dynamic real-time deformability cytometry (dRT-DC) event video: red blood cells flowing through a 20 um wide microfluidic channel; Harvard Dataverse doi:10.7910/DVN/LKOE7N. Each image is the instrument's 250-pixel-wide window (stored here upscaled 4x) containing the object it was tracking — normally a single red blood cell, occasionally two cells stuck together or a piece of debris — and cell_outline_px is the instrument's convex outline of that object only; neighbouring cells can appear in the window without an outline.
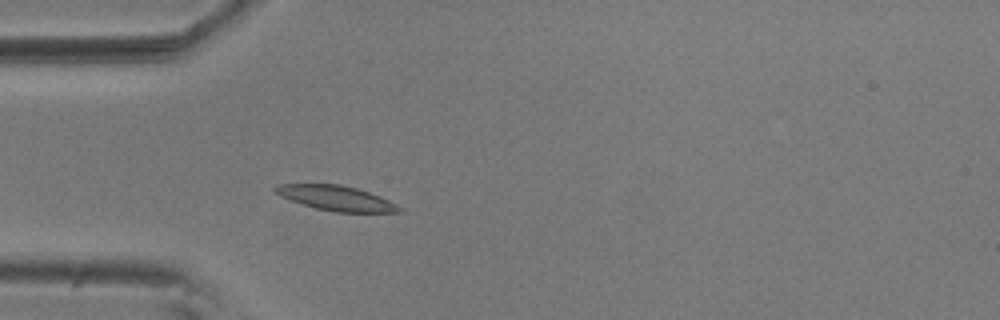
{"species": "common noctule bat (a hibernating species)", "species_latin": "Nyctalus noctula", "temperature_condition": "room temperature", "stored_images_in_passage": 55, "camera_frame_rate_fps": 3000, "um_per_image_px": 0.085, "animal": {"sex": "male", "body_mass_g": 20.5, "forearm_length_mm": 52.5}, "frame": {"image": 1, "passage_image": 16, "time_ms": 5.0, "image_size_px": [1000, 320], "cell_outline_px": [[404, 212], [332, 212], [316, 208], [280, 196], [272, 188], [276, 184], [340, 184], [356, 188], [380, 196], [404, 208]], "centroid_in_image_um": [28.6, 16.84], "position_along_channel_um": 56.4, "area_um2": 17.92}}
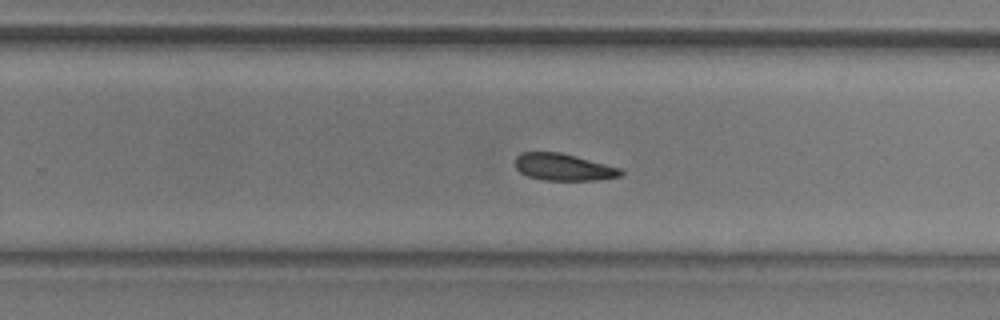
{"frame": {"image": 2, "passage_image": 35, "time_ms": 11.333, "image_size_px": [1000, 320], "cell_outline_px": [[624, 172], [620, 176], [596, 180], [544, 180], [528, 176], [520, 172], [516, 168], [516, 156], [520, 152], [560, 152], [576, 156], [620, 168]], "centroid_in_image_um": [47.88, 14.2], "position_along_channel_um": 281.9, "area_um2": 16.47}}
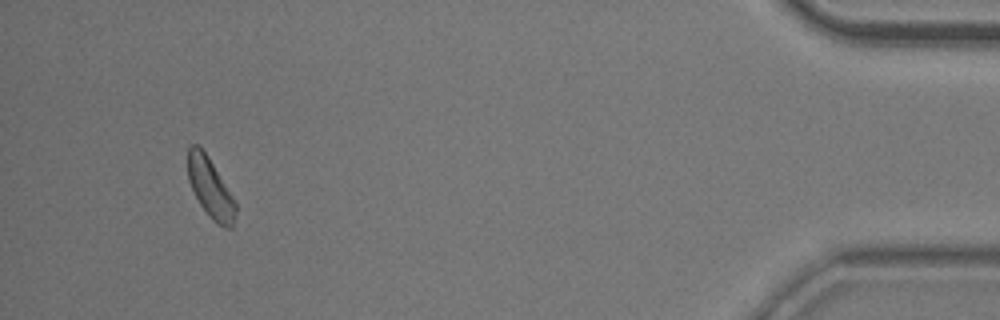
{"frame": {"image": 3, "passage_image": 52, "time_ms": 17.0, "image_size_px": [1000, 320], "cell_outline_px": [[236, 212], [232, 228], [224, 228], [216, 224], [212, 220], [200, 204], [188, 180], [188, 148], [192, 144], [196, 144], [204, 152], [212, 164], [232, 196], [236, 204]], "centroid_in_image_um": [17.88, 16.03], "position_along_channel_um": 417.3, "area_um2": 16.18}, "authors_computed_cell_mechanics": {"area_um2": 17.629, "velocity_mm_per_s": 3.643, "shape_relaxation_time_tau1_ms": 4.3585, "shape_relaxation_time_tau2_ms": null, "deformation_change_tau1": 0.1117, "deformation_change_tau2": null}}